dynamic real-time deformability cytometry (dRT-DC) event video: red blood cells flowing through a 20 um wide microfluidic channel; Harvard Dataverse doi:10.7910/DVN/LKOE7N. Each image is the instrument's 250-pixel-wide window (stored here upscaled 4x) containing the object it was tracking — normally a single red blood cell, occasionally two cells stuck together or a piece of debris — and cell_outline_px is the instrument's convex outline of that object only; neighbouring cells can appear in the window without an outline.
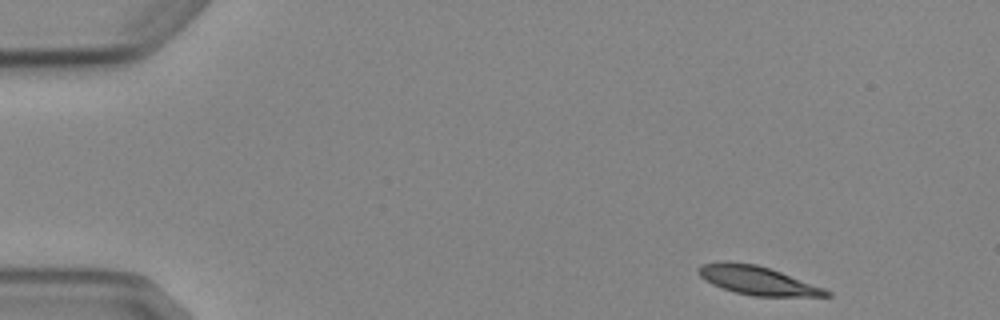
{"species": "Egyptian fruit bat (a non-hibernating species)", "species_latin": "Rousettus aegyptiacus", "temperature_condition": "cold", "stored_images_in_passage": 4, "camera_frame_rate_fps": 3000, "um_per_image_px": 0.085, "animal": {"sex": "female"}, "frame": {"image": 1, "passage_image": 1, "time_ms": 0.0, "image_size_px": [1000, 320], "cell_outline_px": [[832, 296], [752, 296], [736, 292], [712, 284], [700, 276], [696, 272], [696, 268], [700, 264], [724, 260], [756, 264], [780, 272], [824, 288], [832, 292]], "centroid_in_image_um": [64.33, 23.82], "position_along_channel_um": 20.7, "area_um2": 21.27}}
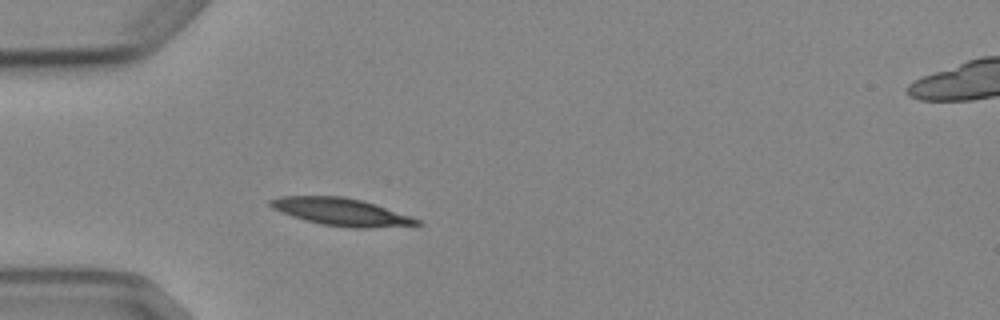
{"frame": {"image": 2, "passage_image": 4, "time_ms": 3.333, "image_size_px": [1000, 320], "cell_outline_px": [[424, 224], [368, 228], [352, 228], [324, 224], [304, 220], [280, 212], [272, 208], [268, 204], [268, 200], [280, 196], [344, 196], [360, 200], [412, 216], [420, 220]], "centroid_in_image_um": [28.97, 18.0], "position_along_channel_um": 56.0, "area_um2": 23.29}}